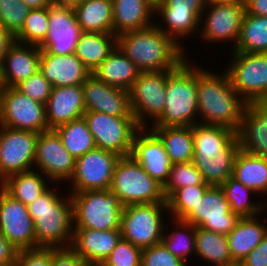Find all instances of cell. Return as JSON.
I'll return each instance as SVG.
<instances>
[{
  "mask_svg": "<svg viewBox=\"0 0 267 266\" xmlns=\"http://www.w3.org/2000/svg\"><path fill=\"white\" fill-rule=\"evenodd\" d=\"M81 1H84V0H54V2L66 4V5H72V6Z\"/></svg>",
  "mask_w": 267,
  "mask_h": 266,
  "instance_id": "680465c9",
  "label": "cell"
},
{
  "mask_svg": "<svg viewBox=\"0 0 267 266\" xmlns=\"http://www.w3.org/2000/svg\"><path fill=\"white\" fill-rule=\"evenodd\" d=\"M48 182L49 179L44 174L32 169L10 175L0 183V187L12 198L28 206L54 186L50 184L52 182Z\"/></svg>",
  "mask_w": 267,
  "mask_h": 266,
  "instance_id": "4dcf8cb0",
  "label": "cell"
},
{
  "mask_svg": "<svg viewBox=\"0 0 267 266\" xmlns=\"http://www.w3.org/2000/svg\"><path fill=\"white\" fill-rule=\"evenodd\" d=\"M119 155L100 148L75 159V170L68 184L69 193L110 188Z\"/></svg>",
  "mask_w": 267,
  "mask_h": 266,
  "instance_id": "5bb4252c",
  "label": "cell"
},
{
  "mask_svg": "<svg viewBox=\"0 0 267 266\" xmlns=\"http://www.w3.org/2000/svg\"><path fill=\"white\" fill-rule=\"evenodd\" d=\"M140 72L136 65L116 46L92 74L109 86L129 90Z\"/></svg>",
  "mask_w": 267,
  "mask_h": 266,
  "instance_id": "f546056e",
  "label": "cell"
},
{
  "mask_svg": "<svg viewBox=\"0 0 267 266\" xmlns=\"http://www.w3.org/2000/svg\"><path fill=\"white\" fill-rule=\"evenodd\" d=\"M230 55L224 69L233 89L247 103L267 102V53L230 51Z\"/></svg>",
  "mask_w": 267,
  "mask_h": 266,
  "instance_id": "9c48e42d",
  "label": "cell"
},
{
  "mask_svg": "<svg viewBox=\"0 0 267 266\" xmlns=\"http://www.w3.org/2000/svg\"><path fill=\"white\" fill-rule=\"evenodd\" d=\"M197 101L199 123L238 131L247 102L233 89L225 69L220 74L197 63Z\"/></svg>",
  "mask_w": 267,
  "mask_h": 266,
  "instance_id": "7a4b0ae2",
  "label": "cell"
},
{
  "mask_svg": "<svg viewBox=\"0 0 267 266\" xmlns=\"http://www.w3.org/2000/svg\"><path fill=\"white\" fill-rule=\"evenodd\" d=\"M167 202L125 205L121 213L122 238L141 249L162 242Z\"/></svg>",
  "mask_w": 267,
  "mask_h": 266,
  "instance_id": "ba28073f",
  "label": "cell"
},
{
  "mask_svg": "<svg viewBox=\"0 0 267 266\" xmlns=\"http://www.w3.org/2000/svg\"><path fill=\"white\" fill-rule=\"evenodd\" d=\"M141 266H189L181 258L174 256L163 242L142 250Z\"/></svg>",
  "mask_w": 267,
  "mask_h": 266,
  "instance_id": "bcb514c9",
  "label": "cell"
},
{
  "mask_svg": "<svg viewBox=\"0 0 267 266\" xmlns=\"http://www.w3.org/2000/svg\"><path fill=\"white\" fill-rule=\"evenodd\" d=\"M49 188L27 206L34 221L37 247H70L73 240L74 217L70 193L63 194ZM62 196H61V195Z\"/></svg>",
  "mask_w": 267,
  "mask_h": 266,
  "instance_id": "277c9868",
  "label": "cell"
},
{
  "mask_svg": "<svg viewBox=\"0 0 267 266\" xmlns=\"http://www.w3.org/2000/svg\"><path fill=\"white\" fill-rule=\"evenodd\" d=\"M117 46L114 33L82 32L76 45L75 55L92 73Z\"/></svg>",
  "mask_w": 267,
  "mask_h": 266,
  "instance_id": "e575fe53",
  "label": "cell"
},
{
  "mask_svg": "<svg viewBox=\"0 0 267 266\" xmlns=\"http://www.w3.org/2000/svg\"><path fill=\"white\" fill-rule=\"evenodd\" d=\"M48 24V7L30 9L15 41L39 47L45 41Z\"/></svg>",
  "mask_w": 267,
  "mask_h": 266,
  "instance_id": "b9f144b4",
  "label": "cell"
},
{
  "mask_svg": "<svg viewBox=\"0 0 267 266\" xmlns=\"http://www.w3.org/2000/svg\"><path fill=\"white\" fill-rule=\"evenodd\" d=\"M207 0H157L155 5H168L173 10L196 11L200 16Z\"/></svg>",
  "mask_w": 267,
  "mask_h": 266,
  "instance_id": "f907efd6",
  "label": "cell"
},
{
  "mask_svg": "<svg viewBox=\"0 0 267 266\" xmlns=\"http://www.w3.org/2000/svg\"><path fill=\"white\" fill-rule=\"evenodd\" d=\"M226 266H242V265L240 263L235 262V263H233L231 265H226Z\"/></svg>",
  "mask_w": 267,
  "mask_h": 266,
  "instance_id": "91938a15",
  "label": "cell"
},
{
  "mask_svg": "<svg viewBox=\"0 0 267 266\" xmlns=\"http://www.w3.org/2000/svg\"><path fill=\"white\" fill-rule=\"evenodd\" d=\"M211 185L185 186L176 189L167 199L168 212L171 218L183 220L202 199Z\"/></svg>",
  "mask_w": 267,
  "mask_h": 266,
  "instance_id": "60d3db41",
  "label": "cell"
},
{
  "mask_svg": "<svg viewBox=\"0 0 267 266\" xmlns=\"http://www.w3.org/2000/svg\"><path fill=\"white\" fill-rule=\"evenodd\" d=\"M38 134L0 126V183L10 175L34 169Z\"/></svg>",
  "mask_w": 267,
  "mask_h": 266,
  "instance_id": "9a60e30c",
  "label": "cell"
},
{
  "mask_svg": "<svg viewBox=\"0 0 267 266\" xmlns=\"http://www.w3.org/2000/svg\"><path fill=\"white\" fill-rule=\"evenodd\" d=\"M233 52L267 53V17L245 12L240 37Z\"/></svg>",
  "mask_w": 267,
  "mask_h": 266,
  "instance_id": "f35d334b",
  "label": "cell"
},
{
  "mask_svg": "<svg viewBox=\"0 0 267 266\" xmlns=\"http://www.w3.org/2000/svg\"><path fill=\"white\" fill-rule=\"evenodd\" d=\"M194 185H209L207 184L197 169V167L190 162L172 164L171 172L168 181L163 186L166 199L179 188Z\"/></svg>",
  "mask_w": 267,
  "mask_h": 266,
  "instance_id": "7bdbcfd3",
  "label": "cell"
},
{
  "mask_svg": "<svg viewBox=\"0 0 267 266\" xmlns=\"http://www.w3.org/2000/svg\"><path fill=\"white\" fill-rule=\"evenodd\" d=\"M206 13V14H205ZM245 4H226L207 1L200 17L199 37L204 42L232 44V50L240 37ZM202 25V26H201Z\"/></svg>",
  "mask_w": 267,
  "mask_h": 266,
  "instance_id": "4fadbf2b",
  "label": "cell"
},
{
  "mask_svg": "<svg viewBox=\"0 0 267 266\" xmlns=\"http://www.w3.org/2000/svg\"><path fill=\"white\" fill-rule=\"evenodd\" d=\"M45 108L49 129L83 117L86 108L82 85L52 87Z\"/></svg>",
  "mask_w": 267,
  "mask_h": 266,
  "instance_id": "484cf974",
  "label": "cell"
},
{
  "mask_svg": "<svg viewBox=\"0 0 267 266\" xmlns=\"http://www.w3.org/2000/svg\"><path fill=\"white\" fill-rule=\"evenodd\" d=\"M48 31L41 53L72 54L82 33L72 5L53 2L48 7Z\"/></svg>",
  "mask_w": 267,
  "mask_h": 266,
  "instance_id": "ac0fdd59",
  "label": "cell"
},
{
  "mask_svg": "<svg viewBox=\"0 0 267 266\" xmlns=\"http://www.w3.org/2000/svg\"><path fill=\"white\" fill-rule=\"evenodd\" d=\"M218 3H228V4H245L246 0H207Z\"/></svg>",
  "mask_w": 267,
  "mask_h": 266,
  "instance_id": "6f0895ef",
  "label": "cell"
},
{
  "mask_svg": "<svg viewBox=\"0 0 267 266\" xmlns=\"http://www.w3.org/2000/svg\"><path fill=\"white\" fill-rule=\"evenodd\" d=\"M154 16L161 19L158 24L155 21V25L185 51L187 45H184V40L186 42L190 37L193 39L192 35H198L201 16L196 11L173 10L168 5H155Z\"/></svg>",
  "mask_w": 267,
  "mask_h": 266,
  "instance_id": "83f0119b",
  "label": "cell"
},
{
  "mask_svg": "<svg viewBox=\"0 0 267 266\" xmlns=\"http://www.w3.org/2000/svg\"><path fill=\"white\" fill-rule=\"evenodd\" d=\"M0 233L16 248H36L34 221L27 206L0 187Z\"/></svg>",
  "mask_w": 267,
  "mask_h": 266,
  "instance_id": "d6986e66",
  "label": "cell"
},
{
  "mask_svg": "<svg viewBox=\"0 0 267 266\" xmlns=\"http://www.w3.org/2000/svg\"><path fill=\"white\" fill-rule=\"evenodd\" d=\"M162 142L172 164L193 159L194 142L192 126H149Z\"/></svg>",
  "mask_w": 267,
  "mask_h": 266,
  "instance_id": "1f68e13d",
  "label": "cell"
},
{
  "mask_svg": "<svg viewBox=\"0 0 267 266\" xmlns=\"http://www.w3.org/2000/svg\"><path fill=\"white\" fill-rule=\"evenodd\" d=\"M122 238L120 229L74 228L71 248L89 266H100Z\"/></svg>",
  "mask_w": 267,
  "mask_h": 266,
  "instance_id": "603a6c76",
  "label": "cell"
},
{
  "mask_svg": "<svg viewBox=\"0 0 267 266\" xmlns=\"http://www.w3.org/2000/svg\"><path fill=\"white\" fill-rule=\"evenodd\" d=\"M240 217L234 214L220 186H210L183 221L205 230L228 235Z\"/></svg>",
  "mask_w": 267,
  "mask_h": 266,
  "instance_id": "e0dca14e",
  "label": "cell"
},
{
  "mask_svg": "<svg viewBox=\"0 0 267 266\" xmlns=\"http://www.w3.org/2000/svg\"><path fill=\"white\" fill-rule=\"evenodd\" d=\"M165 90L166 70L140 72L128 90L131 113L141 127L151 126V123L162 115L165 108Z\"/></svg>",
  "mask_w": 267,
  "mask_h": 266,
  "instance_id": "7c38bea8",
  "label": "cell"
},
{
  "mask_svg": "<svg viewBox=\"0 0 267 266\" xmlns=\"http://www.w3.org/2000/svg\"><path fill=\"white\" fill-rule=\"evenodd\" d=\"M232 177L257 193L256 197L263 198L267 192V157L240 149L234 160Z\"/></svg>",
  "mask_w": 267,
  "mask_h": 266,
  "instance_id": "836d02e7",
  "label": "cell"
},
{
  "mask_svg": "<svg viewBox=\"0 0 267 266\" xmlns=\"http://www.w3.org/2000/svg\"><path fill=\"white\" fill-rule=\"evenodd\" d=\"M195 257L212 266H226L235 263L226 235L201 227H195Z\"/></svg>",
  "mask_w": 267,
  "mask_h": 266,
  "instance_id": "d590c367",
  "label": "cell"
},
{
  "mask_svg": "<svg viewBox=\"0 0 267 266\" xmlns=\"http://www.w3.org/2000/svg\"><path fill=\"white\" fill-rule=\"evenodd\" d=\"M242 266H267V234L263 240L240 261Z\"/></svg>",
  "mask_w": 267,
  "mask_h": 266,
  "instance_id": "816d5d0a",
  "label": "cell"
},
{
  "mask_svg": "<svg viewBox=\"0 0 267 266\" xmlns=\"http://www.w3.org/2000/svg\"><path fill=\"white\" fill-rule=\"evenodd\" d=\"M220 187L230 205L231 211L240 218L258 216L262 212L266 213L267 201L259 199L258 202H254V198L250 200L251 196L255 197L257 193L233 177H229Z\"/></svg>",
  "mask_w": 267,
  "mask_h": 266,
  "instance_id": "8d00e7d4",
  "label": "cell"
},
{
  "mask_svg": "<svg viewBox=\"0 0 267 266\" xmlns=\"http://www.w3.org/2000/svg\"><path fill=\"white\" fill-rule=\"evenodd\" d=\"M41 49L15 41L0 64L2 87H16L40 69Z\"/></svg>",
  "mask_w": 267,
  "mask_h": 266,
  "instance_id": "7402d4cb",
  "label": "cell"
},
{
  "mask_svg": "<svg viewBox=\"0 0 267 266\" xmlns=\"http://www.w3.org/2000/svg\"><path fill=\"white\" fill-rule=\"evenodd\" d=\"M117 46L141 72L174 70L188 58L187 51L155 24L118 35Z\"/></svg>",
  "mask_w": 267,
  "mask_h": 266,
  "instance_id": "3957f363",
  "label": "cell"
},
{
  "mask_svg": "<svg viewBox=\"0 0 267 266\" xmlns=\"http://www.w3.org/2000/svg\"><path fill=\"white\" fill-rule=\"evenodd\" d=\"M0 126L35 133L50 130L45 104L32 100L16 87H1Z\"/></svg>",
  "mask_w": 267,
  "mask_h": 266,
  "instance_id": "8fae6325",
  "label": "cell"
},
{
  "mask_svg": "<svg viewBox=\"0 0 267 266\" xmlns=\"http://www.w3.org/2000/svg\"><path fill=\"white\" fill-rule=\"evenodd\" d=\"M54 130L74 159L97 148L94 137L83 117L60 125Z\"/></svg>",
  "mask_w": 267,
  "mask_h": 266,
  "instance_id": "74e56055",
  "label": "cell"
},
{
  "mask_svg": "<svg viewBox=\"0 0 267 266\" xmlns=\"http://www.w3.org/2000/svg\"><path fill=\"white\" fill-rule=\"evenodd\" d=\"M265 221L267 217L262 218L261 214L240 218L234 229L226 235L234 262L240 263L263 240L267 234Z\"/></svg>",
  "mask_w": 267,
  "mask_h": 266,
  "instance_id": "f1b7e54d",
  "label": "cell"
},
{
  "mask_svg": "<svg viewBox=\"0 0 267 266\" xmlns=\"http://www.w3.org/2000/svg\"><path fill=\"white\" fill-rule=\"evenodd\" d=\"M237 137L242 151L267 157V102L247 103Z\"/></svg>",
  "mask_w": 267,
  "mask_h": 266,
  "instance_id": "cb8c5ba5",
  "label": "cell"
},
{
  "mask_svg": "<svg viewBox=\"0 0 267 266\" xmlns=\"http://www.w3.org/2000/svg\"><path fill=\"white\" fill-rule=\"evenodd\" d=\"M52 84L38 71L26 80L19 83L16 88L32 100L46 104L52 91Z\"/></svg>",
  "mask_w": 267,
  "mask_h": 266,
  "instance_id": "7dc6e473",
  "label": "cell"
},
{
  "mask_svg": "<svg viewBox=\"0 0 267 266\" xmlns=\"http://www.w3.org/2000/svg\"><path fill=\"white\" fill-rule=\"evenodd\" d=\"M30 9L22 0H0V23L16 37Z\"/></svg>",
  "mask_w": 267,
  "mask_h": 266,
  "instance_id": "ee69618b",
  "label": "cell"
},
{
  "mask_svg": "<svg viewBox=\"0 0 267 266\" xmlns=\"http://www.w3.org/2000/svg\"><path fill=\"white\" fill-rule=\"evenodd\" d=\"M109 190L119 197L124 206L166 202L163 185L130 155L117 160Z\"/></svg>",
  "mask_w": 267,
  "mask_h": 266,
  "instance_id": "8992f818",
  "label": "cell"
},
{
  "mask_svg": "<svg viewBox=\"0 0 267 266\" xmlns=\"http://www.w3.org/2000/svg\"><path fill=\"white\" fill-rule=\"evenodd\" d=\"M34 168L50 182H69L75 170V159L63 145L54 129L40 132L36 143ZM57 182V183H56Z\"/></svg>",
  "mask_w": 267,
  "mask_h": 266,
  "instance_id": "2e32d148",
  "label": "cell"
},
{
  "mask_svg": "<svg viewBox=\"0 0 267 266\" xmlns=\"http://www.w3.org/2000/svg\"><path fill=\"white\" fill-rule=\"evenodd\" d=\"M196 63L186 58L174 70H166L165 108L152 126H193L199 123Z\"/></svg>",
  "mask_w": 267,
  "mask_h": 266,
  "instance_id": "5b68a950",
  "label": "cell"
},
{
  "mask_svg": "<svg viewBox=\"0 0 267 266\" xmlns=\"http://www.w3.org/2000/svg\"><path fill=\"white\" fill-rule=\"evenodd\" d=\"M112 4L113 33L116 36L149 27L157 19L153 0H112Z\"/></svg>",
  "mask_w": 267,
  "mask_h": 266,
  "instance_id": "4316f807",
  "label": "cell"
},
{
  "mask_svg": "<svg viewBox=\"0 0 267 266\" xmlns=\"http://www.w3.org/2000/svg\"><path fill=\"white\" fill-rule=\"evenodd\" d=\"M17 252L16 248L0 233V266H13Z\"/></svg>",
  "mask_w": 267,
  "mask_h": 266,
  "instance_id": "f5cc1de1",
  "label": "cell"
},
{
  "mask_svg": "<svg viewBox=\"0 0 267 266\" xmlns=\"http://www.w3.org/2000/svg\"><path fill=\"white\" fill-rule=\"evenodd\" d=\"M192 163L203 180L220 186L233 175L234 160L240 150L237 132L224 126L197 123L192 126Z\"/></svg>",
  "mask_w": 267,
  "mask_h": 266,
  "instance_id": "6da1fadb",
  "label": "cell"
},
{
  "mask_svg": "<svg viewBox=\"0 0 267 266\" xmlns=\"http://www.w3.org/2000/svg\"><path fill=\"white\" fill-rule=\"evenodd\" d=\"M31 9L49 7L54 0H22Z\"/></svg>",
  "mask_w": 267,
  "mask_h": 266,
  "instance_id": "9f6ffc18",
  "label": "cell"
},
{
  "mask_svg": "<svg viewBox=\"0 0 267 266\" xmlns=\"http://www.w3.org/2000/svg\"><path fill=\"white\" fill-rule=\"evenodd\" d=\"M52 247L23 249L17 252L13 266H50Z\"/></svg>",
  "mask_w": 267,
  "mask_h": 266,
  "instance_id": "c3c4849f",
  "label": "cell"
},
{
  "mask_svg": "<svg viewBox=\"0 0 267 266\" xmlns=\"http://www.w3.org/2000/svg\"><path fill=\"white\" fill-rule=\"evenodd\" d=\"M50 266H89L71 247H52Z\"/></svg>",
  "mask_w": 267,
  "mask_h": 266,
  "instance_id": "681fc988",
  "label": "cell"
},
{
  "mask_svg": "<svg viewBox=\"0 0 267 266\" xmlns=\"http://www.w3.org/2000/svg\"><path fill=\"white\" fill-rule=\"evenodd\" d=\"M39 71L53 87L82 85L92 74L75 53H41Z\"/></svg>",
  "mask_w": 267,
  "mask_h": 266,
  "instance_id": "d4e9b609",
  "label": "cell"
},
{
  "mask_svg": "<svg viewBox=\"0 0 267 266\" xmlns=\"http://www.w3.org/2000/svg\"><path fill=\"white\" fill-rule=\"evenodd\" d=\"M97 148L120 157L131 155L136 133L142 128L135 117H115L95 111L83 114Z\"/></svg>",
  "mask_w": 267,
  "mask_h": 266,
  "instance_id": "30bf717a",
  "label": "cell"
},
{
  "mask_svg": "<svg viewBox=\"0 0 267 266\" xmlns=\"http://www.w3.org/2000/svg\"><path fill=\"white\" fill-rule=\"evenodd\" d=\"M142 250L121 238L100 266H141Z\"/></svg>",
  "mask_w": 267,
  "mask_h": 266,
  "instance_id": "f6af8a7d",
  "label": "cell"
},
{
  "mask_svg": "<svg viewBox=\"0 0 267 266\" xmlns=\"http://www.w3.org/2000/svg\"><path fill=\"white\" fill-rule=\"evenodd\" d=\"M14 42L15 37L0 23V64Z\"/></svg>",
  "mask_w": 267,
  "mask_h": 266,
  "instance_id": "11a10c76",
  "label": "cell"
},
{
  "mask_svg": "<svg viewBox=\"0 0 267 266\" xmlns=\"http://www.w3.org/2000/svg\"><path fill=\"white\" fill-rule=\"evenodd\" d=\"M86 111L115 117H134L130 110L129 92L109 86L91 74L82 84Z\"/></svg>",
  "mask_w": 267,
  "mask_h": 266,
  "instance_id": "44dd1931",
  "label": "cell"
},
{
  "mask_svg": "<svg viewBox=\"0 0 267 266\" xmlns=\"http://www.w3.org/2000/svg\"><path fill=\"white\" fill-rule=\"evenodd\" d=\"M73 8L82 32L113 33L112 0H84Z\"/></svg>",
  "mask_w": 267,
  "mask_h": 266,
  "instance_id": "d6a6232c",
  "label": "cell"
},
{
  "mask_svg": "<svg viewBox=\"0 0 267 266\" xmlns=\"http://www.w3.org/2000/svg\"><path fill=\"white\" fill-rule=\"evenodd\" d=\"M245 12L249 15L267 17V0H246Z\"/></svg>",
  "mask_w": 267,
  "mask_h": 266,
  "instance_id": "db71d44e",
  "label": "cell"
},
{
  "mask_svg": "<svg viewBox=\"0 0 267 266\" xmlns=\"http://www.w3.org/2000/svg\"><path fill=\"white\" fill-rule=\"evenodd\" d=\"M70 195L73 202L74 228L120 229L124 205L115 193L106 189L87 190Z\"/></svg>",
  "mask_w": 267,
  "mask_h": 266,
  "instance_id": "52a82bcc",
  "label": "cell"
},
{
  "mask_svg": "<svg viewBox=\"0 0 267 266\" xmlns=\"http://www.w3.org/2000/svg\"><path fill=\"white\" fill-rule=\"evenodd\" d=\"M143 169L161 185L169 179L172 162L160 139L148 128L142 127L135 135L131 155Z\"/></svg>",
  "mask_w": 267,
  "mask_h": 266,
  "instance_id": "ffe728a7",
  "label": "cell"
},
{
  "mask_svg": "<svg viewBox=\"0 0 267 266\" xmlns=\"http://www.w3.org/2000/svg\"><path fill=\"white\" fill-rule=\"evenodd\" d=\"M171 219L173 224L171 226L175 229L168 231L166 223L162 242L174 256L181 258L189 265V257L195 255V226L183 220Z\"/></svg>",
  "mask_w": 267,
  "mask_h": 266,
  "instance_id": "ab89813d",
  "label": "cell"
}]
</instances>
